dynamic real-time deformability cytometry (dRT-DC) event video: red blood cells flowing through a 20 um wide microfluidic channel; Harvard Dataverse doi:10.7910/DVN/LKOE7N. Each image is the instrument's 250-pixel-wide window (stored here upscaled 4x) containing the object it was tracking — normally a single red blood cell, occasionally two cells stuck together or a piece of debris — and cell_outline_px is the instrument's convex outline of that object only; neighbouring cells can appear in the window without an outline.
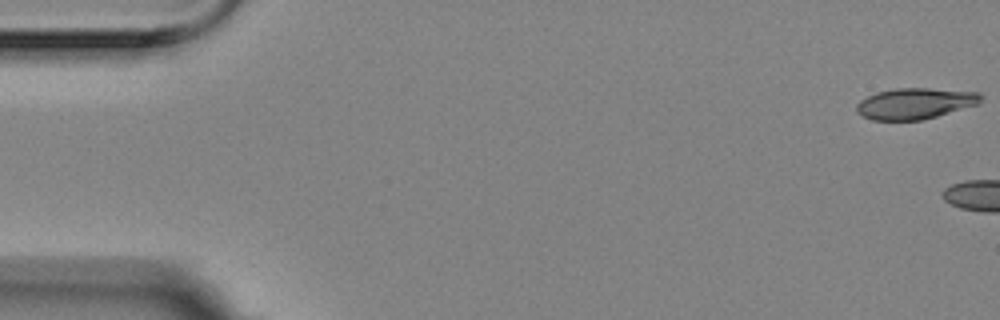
{"species": "Egyptian fruit bat (a non-hibernating species)", "species_latin": "Rousettus aegyptiacus", "temperature_condition": "room temperature", "stored_images_in_passage": 11, "camera_frame_rate_fps": 3000, "um_per_image_px": 0.085, "animal": {"sex": "female"}, "frame": {"image": 1, "passage_image": 1, "time_ms": 0.0, "image_size_px": [1000, 320], "cell_outline_px": [[984, 96], [980, 104], [924, 120], [872, 120], [856, 112], [856, 104], [860, 100], [876, 92], [896, 88], [928, 88], [980, 92]], "centroid_in_image_um": [77.83, 8.79], "position_along_channel_um": 7.2, "area_um2": 22.77}}